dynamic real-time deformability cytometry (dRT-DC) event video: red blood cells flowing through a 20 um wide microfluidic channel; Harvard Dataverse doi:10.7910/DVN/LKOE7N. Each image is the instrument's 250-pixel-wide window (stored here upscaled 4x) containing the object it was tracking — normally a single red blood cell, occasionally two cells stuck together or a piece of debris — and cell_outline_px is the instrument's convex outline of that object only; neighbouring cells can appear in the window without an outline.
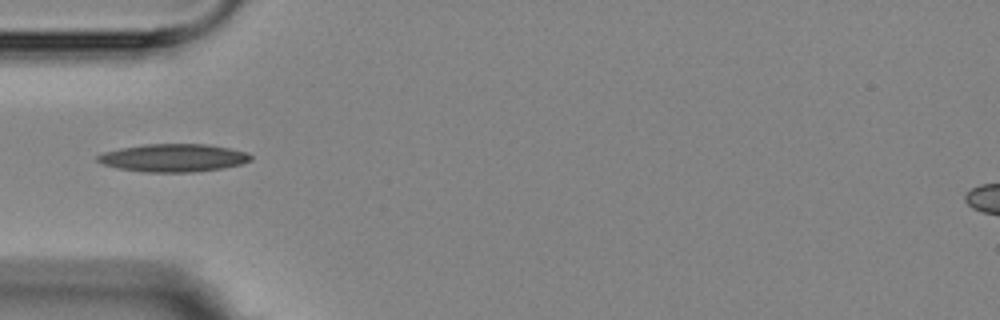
{"species": "Egyptian fruit bat (a non-hibernating species)", "species_latin": "Rousettus aegyptiacus", "temperature_condition": "room temperature", "stored_images_in_passage": 5, "camera_frame_rate_fps": 3000, "um_per_image_px": 0.085, "animal": {"sex": "female"}, "frame": {"image": 1, "passage_image": 3, "time_ms": 2.333, "image_size_px": [1000, 320], "cell_outline_px": [[252, 160], [240, 164], [224, 168], [192, 172], [144, 172], [120, 168], [104, 164], [96, 160], [96, 156], [104, 152], [120, 148], [144, 144], [208, 144], [248, 152], [252, 156]], "centroid_in_image_um": [14.76, 13.41], "position_along_channel_um": 70.2, "area_um2": 24.85}}
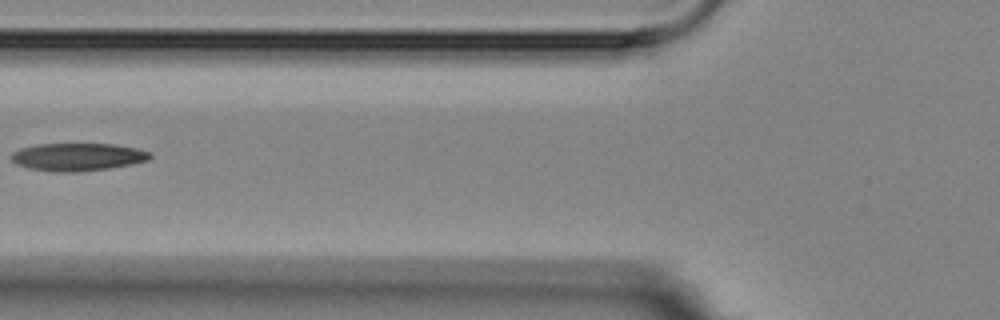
{"frame": {"image": 2, "passage_image": 4, "time_ms": 3.667, "image_size_px": [1000, 320], "cell_outline_px": [[152, 156], [148, 160], [132, 164], [112, 168], [80, 172], [52, 172], [28, 168], [16, 164], [12, 160], [12, 152], [20, 148], [36, 144], [116, 144], [136, 148], [148, 152]], "centroid_in_image_um": [6.59, 13.35], "position_along_channel_um": 119.2, "area_um2": 22.6}}
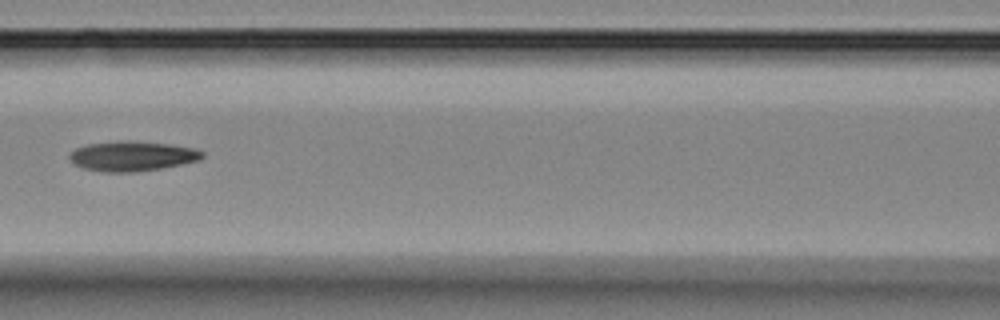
{"frame": {"image": 3, "passage_image": 5, "time_ms": 4.667, "image_size_px": [1000, 320], "cell_outline_px": [[204, 156], [200, 160], [160, 168], [132, 172], [104, 172], [84, 168], [76, 164], [68, 156], [76, 148], [88, 144], [120, 140], [128, 140], [168, 144], [196, 148], [204, 152]], "centroid_in_image_um": [11.26, 13.26], "position_along_channel_um": 155.3, "area_um2": 22.95}}